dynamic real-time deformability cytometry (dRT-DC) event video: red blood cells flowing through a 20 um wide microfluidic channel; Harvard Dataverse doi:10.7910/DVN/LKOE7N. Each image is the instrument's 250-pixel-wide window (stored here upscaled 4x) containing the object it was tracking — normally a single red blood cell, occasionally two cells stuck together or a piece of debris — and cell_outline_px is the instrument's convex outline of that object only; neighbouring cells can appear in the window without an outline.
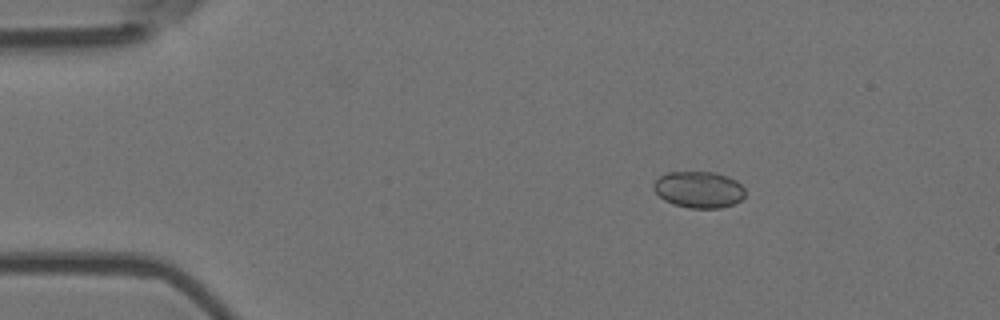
{"species": "Egyptian fruit bat (a non-hibernating species)", "species_latin": "Rousettus aegyptiacus", "temperature_condition": "room temperature", "stored_images_in_passage": 5, "camera_frame_rate_fps": 3000, "um_per_image_px": 0.085, "animal": {"sex": "female"}, "frame": {"image": 1, "passage_image": 3, "time_ms": 0.667, "image_size_px": [1000, 320], "cell_outline_px": [[744, 196], [740, 200], [732, 204], [720, 208], [688, 208], [672, 204], [664, 200], [652, 188], [652, 184], [660, 176], [668, 172], [716, 172], [728, 176], [736, 180], [744, 188]], "centroid_in_image_um": [59.38, 16.11], "position_along_channel_um": 25.6, "area_um2": 19.54}}